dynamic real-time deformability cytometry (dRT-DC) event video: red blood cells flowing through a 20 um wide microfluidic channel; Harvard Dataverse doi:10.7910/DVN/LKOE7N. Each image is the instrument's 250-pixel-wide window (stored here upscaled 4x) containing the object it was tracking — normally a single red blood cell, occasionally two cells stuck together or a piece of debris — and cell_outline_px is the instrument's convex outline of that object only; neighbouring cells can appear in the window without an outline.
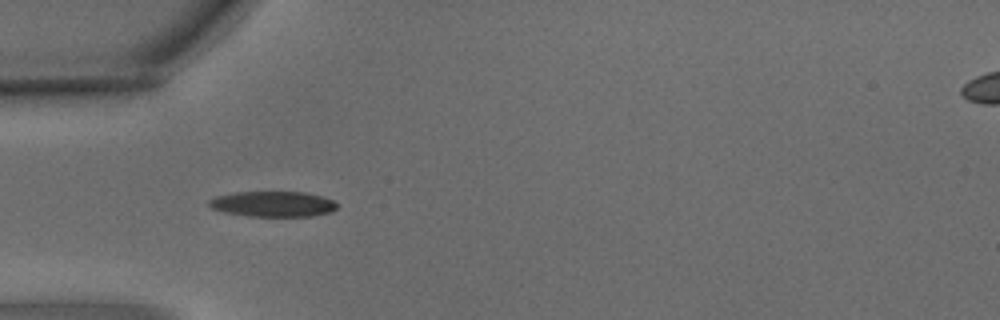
{"species": "common noctule bat (a hibernating species)", "species_latin": "Nyctalus noctula", "temperature_condition": "warm", "stored_images_in_passage": 4, "camera_frame_rate_fps": 3000, "um_per_image_px": 0.085, "animal": {"sex": "male", "body_mass_g": 15.6}, "frame": {"image": 1, "passage_image": 3, "time_ms": 0.667, "image_size_px": [1000, 320], "cell_outline_px": [[336, 208], [332, 212], [312, 216], [248, 216], [224, 212], [212, 208], [208, 204], [208, 200], [216, 196], [236, 192], [304, 192], [320, 196], [332, 200], [336, 204]], "centroid_in_image_um": [23.18, 17.34], "position_along_channel_um": 61.8, "area_um2": 18.9}}
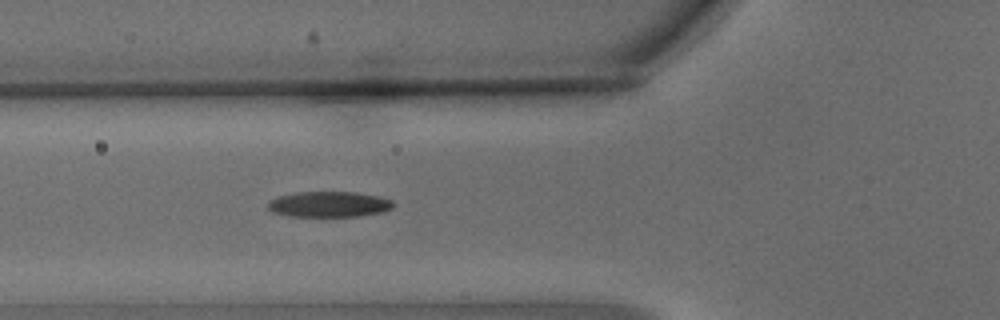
{"frame": {"image": 2, "passage_image": 4, "time_ms": 1.0, "image_size_px": [1000, 320], "cell_outline_px": [[396, 204], [392, 208], [384, 212], [360, 216], [292, 216], [272, 212], [268, 208], [268, 200], [280, 196], [296, 192], [356, 192], [380, 196], [392, 200]], "centroid_in_image_um": [28.01, 17.36], "position_along_channel_um": 97.8, "area_um2": 18.84}}